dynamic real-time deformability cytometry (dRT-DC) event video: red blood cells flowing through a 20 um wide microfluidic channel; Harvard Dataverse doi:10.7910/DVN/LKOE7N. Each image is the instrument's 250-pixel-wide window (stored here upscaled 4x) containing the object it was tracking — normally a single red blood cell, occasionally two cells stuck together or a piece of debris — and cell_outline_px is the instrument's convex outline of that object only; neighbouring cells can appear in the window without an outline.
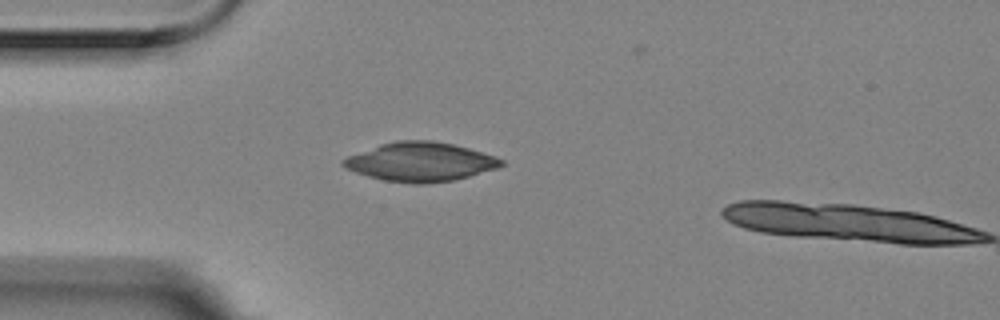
{"species": "Egyptian fruit bat (a non-hibernating species)", "species_latin": "Rousettus aegyptiacus", "temperature_condition": "room temperature", "stored_images_in_passage": 3, "camera_frame_rate_fps": 3000, "um_per_image_px": 0.085, "animal": {"sex": "female"}, "frame": {"image": 1, "passage_image": 2, "time_ms": 0.333, "image_size_px": [1000, 320], "cell_outline_px": [[504, 164], [496, 168], [468, 176], [452, 180], [428, 184], [416, 184], [384, 180], [368, 176], [344, 168], [340, 164], [340, 160], [348, 156], [380, 144], [396, 140], [432, 140], [452, 144], [468, 148], [496, 156], [504, 160]], "centroid_in_image_um": [35.7, 13.75], "position_along_channel_um": 49.3, "area_um2": 35.84}}